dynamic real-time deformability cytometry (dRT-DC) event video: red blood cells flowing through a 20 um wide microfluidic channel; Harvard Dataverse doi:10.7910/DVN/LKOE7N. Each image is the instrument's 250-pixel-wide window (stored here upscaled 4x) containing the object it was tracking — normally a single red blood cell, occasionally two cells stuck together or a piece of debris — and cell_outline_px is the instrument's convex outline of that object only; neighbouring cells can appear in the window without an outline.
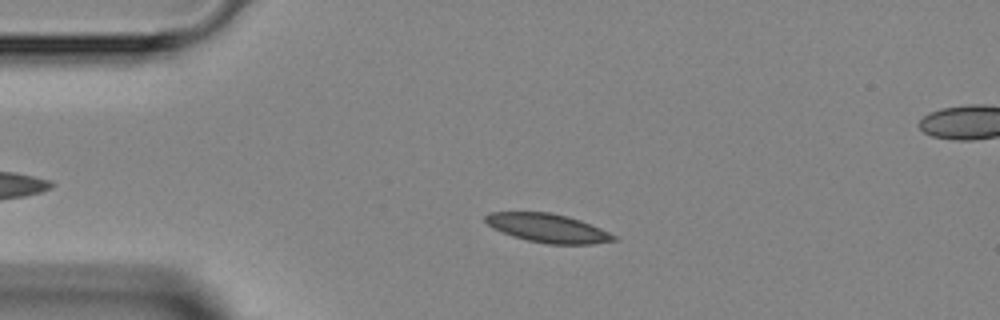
{"species": "Egyptian fruit bat (a non-hibernating species)", "species_latin": "Rousettus aegyptiacus", "temperature_condition": "room temperature", "stored_images_in_passage": 3, "segment_of_instrument_passage": [1, 2], "camera_frame_rate_fps": 3000, "um_per_image_px": 0.085, "animal": {"sex": "female"}, "frame": {"image": 1, "passage_image": 2, "time_ms": 1.333, "image_size_px": [1000, 320], "cell_outline_px": [[620, 240], [592, 244], [548, 244], [528, 240], [512, 236], [492, 228], [484, 220], [484, 216], [488, 212], [548, 212], [568, 216], [580, 220], [600, 228], [616, 236]], "centroid_in_image_um": [46.56, 19.39], "position_along_channel_um": 38.4, "area_um2": 21.5}}